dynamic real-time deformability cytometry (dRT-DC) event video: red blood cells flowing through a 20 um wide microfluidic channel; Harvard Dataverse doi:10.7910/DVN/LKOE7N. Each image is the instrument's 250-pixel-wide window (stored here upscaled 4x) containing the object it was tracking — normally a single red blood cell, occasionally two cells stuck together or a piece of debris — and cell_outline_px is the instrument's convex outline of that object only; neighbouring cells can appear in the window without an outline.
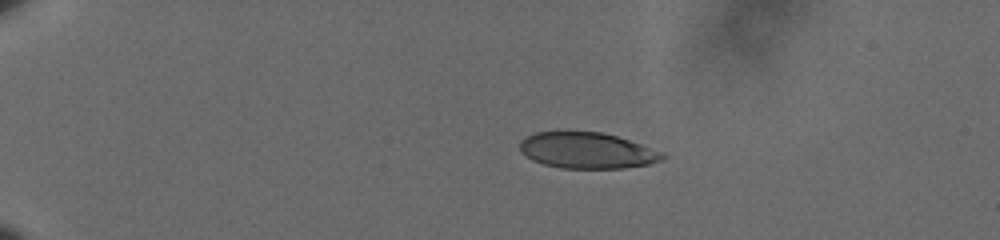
{"species": "human", "species_latin": "Homo sapiens", "temperature_condition": "cold", "stored_images_in_passage": 44, "camera_frame_rate_fps": 3000, "um_per_image_px": 0.085, "donor": {"sex": "male"}, "frame": {"image": 1, "passage_image": 1, "time_ms": 0.0, "image_size_px": [1000, 240], "cell_outline_px": [[664, 160], [648, 164], [624, 168], [560, 168], [544, 164], [532, 160], [524, 156], [520, 152], [520, 140], [536, 132], [556, 128], [600, 132], [616, 136], [664, 152]], "centroid_in_image_um": [49.82, 12.75], "position_along_channel_um": 35.2, "area_um2": 30.75}}
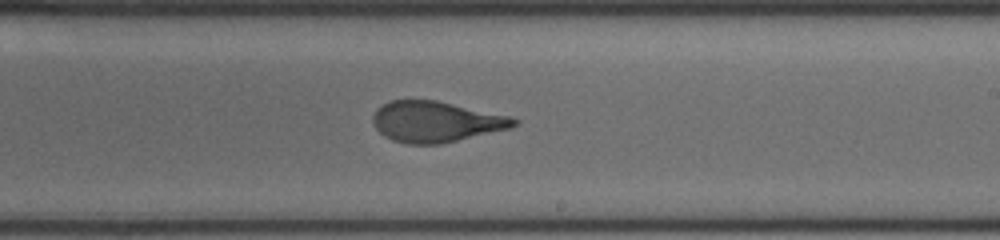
{"frame": {"image": 2, "passage_image": 24, "time_ms": 7.667, "image_size_px": [1000, 240], "cell_outline_px": [[520, 124], [512, 128], [440, 144], [408, 144], [392, 140], [384, 136], [376, 128], [372, 120], [372, 116], [388, 100], [436, 100], [508, 116], [520, 120]], "centroid_in_image_um": [37.07, 10.35], "position_along_channel_um": 251.9, "area_um2": 33.35}}
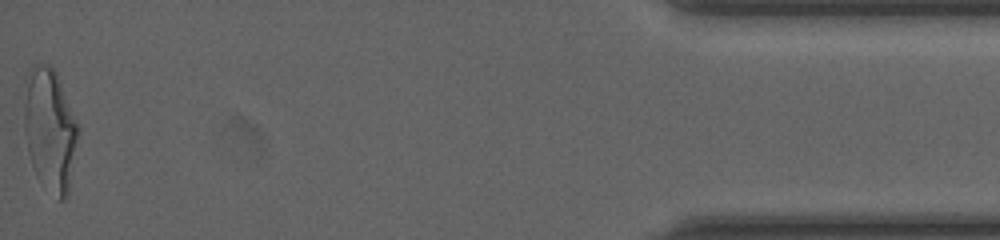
{"frame": {"image": 3, "passage_image": 44, "time_ms": 14.333, "image_size_px": [1000, 240], "cell_outline_px": [[80, 128], [68, 196], [64, 200], [60, 200], [32, 164], [28, 152], [24, 128], [24, 104], [32, 64], [44, 64], [52, 68], [56, 72], [60, 80]], "centroid_in_image_um": [4.29, 10.98], "position_along_channel_um": 430.9, "area_um2": 37.51}, "authors_computed_cell_mechanics": {"area_um2": 33.7552, "velocity_mm_per_s": 3.6307, "shape_relaxation_time_tau1_ms": 5.8638, "shape_relaxation_time_tau2_ms": 0.7177, "deformation_change_tau1": 0.2046, "deformation_change_tau2": 0.0709}}